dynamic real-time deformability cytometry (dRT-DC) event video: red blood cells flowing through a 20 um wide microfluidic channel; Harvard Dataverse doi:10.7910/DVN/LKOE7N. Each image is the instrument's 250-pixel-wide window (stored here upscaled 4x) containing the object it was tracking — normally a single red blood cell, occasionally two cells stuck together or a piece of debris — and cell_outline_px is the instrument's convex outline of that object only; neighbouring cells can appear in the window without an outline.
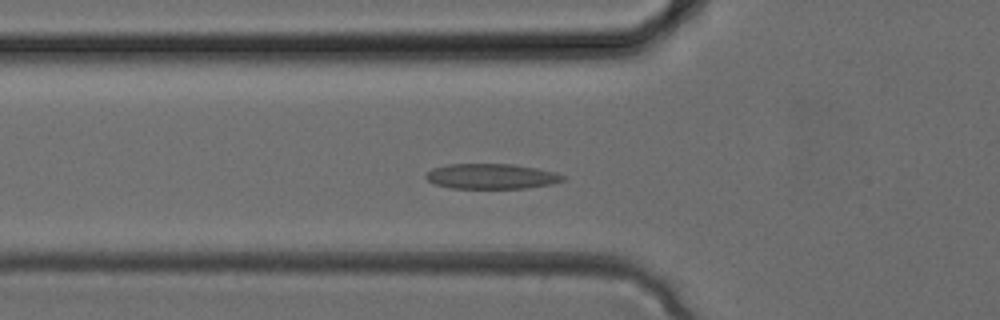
{"species": "common noctule bat (a hibernating species)", "species_latin": "Nyctalus noctula", "temperature_condition": "cold", "stored_images_in_passage": 26, "camera_frame_rate_fps": 3000, "um_per_image_px": 0.085, "animal": {"sex": "female", "body_mass_g": 24.6, "forearm_length_mm": 56.2}, "frame": {"image": 1, "passage_image": 3, "time_ms": 0.667, "image_size_px": [1000, 320], "cell_outline_px": [[568, 176], [564, 180], [552, 184], [524, 188], [452, 188], [436, 184], [428, 180], [424, 176], [432, 168], [448, 164], [512, 164], [536, 168]], "centroid_in_image_um": [41.77, 14.98], "position_along_channel_um": 84.0, "area_um2": 20.0}}
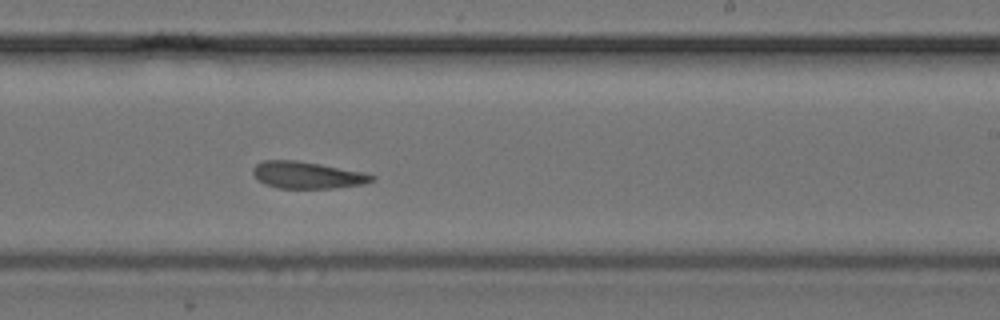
{"frame": {"image": 2, "passage_image": 12, "time_ms": 3.667, "image_size_px": [1000, 320], "cell_outline_px": [[376, 180], [364, 184], [336, 188], [280, 188], [264, 184], [252, 172], [252, 168], [256, 164], [264, 160], [296, 160], [320, 164], [364, 172], [376, 176]], "centroid_in_image_um": [26.16, 14.88], "position_along_channel_um": 262.8, "area_um2": 18.67}}
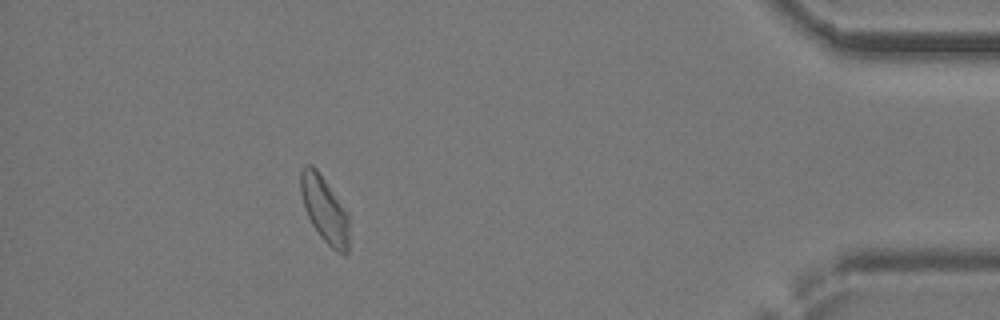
{"frame": {"image": 3, "passage_image": 22, "time_ms": 7.0, "image_size_px": [1000, 320], "cell_outline_px": [[348, 252], [344, 256], [336, 252], [320, 236], [312, 224], [304, 208], [300, 192], [300, 168], [304, 164], [312, 164], [320, 172], [348, 212]], "centroid_in_image_um": [27.57, 17.76], "position_along_channel_um": 407.6, "area_um2": 18.96}}